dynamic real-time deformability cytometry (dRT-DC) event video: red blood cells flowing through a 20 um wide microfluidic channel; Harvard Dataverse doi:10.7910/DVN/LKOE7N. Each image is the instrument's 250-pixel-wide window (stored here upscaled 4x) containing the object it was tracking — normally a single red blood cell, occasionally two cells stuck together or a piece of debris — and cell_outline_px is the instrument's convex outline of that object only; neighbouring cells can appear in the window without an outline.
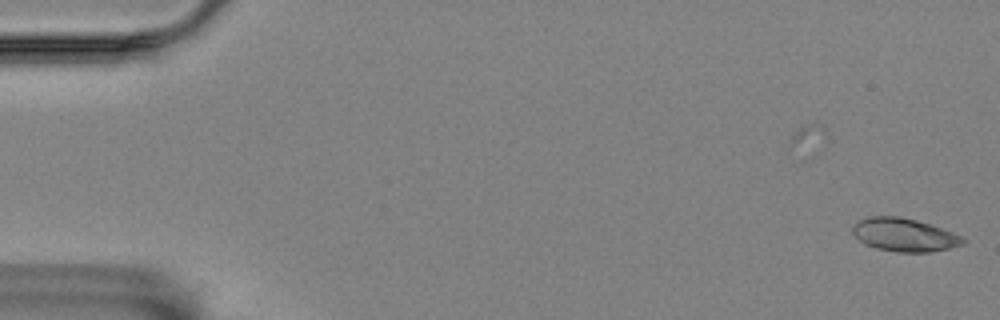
{"species": "Egyptian fruit bat (a non-hibernating species)", "species_latin": "Rousettus aegyptiacus", "temperature_condition": "room temperature", "stored_images_in_passage": 5, "camera_frame_rate_fps": 3000, "um_per_image_px": 0.085, "animal": {"sex": "female"}, "frame": {"image": 1, "passage_image": 1, "time_ms": 0.0, "image_size_px": [1000, 320], "cell_outline_px": [[968, 240], [964, 244], [948, 248], [928, 252], [896, 252], [876, 248], [864, 244], [852, 232], [852, 224], [860, 220], [872, 216], [900, 216], [916, 220], [952, 232]], "centroid_in_image_um": [76.84, 19.96], "position_along_channel_um": 8.2, "area_um2": 21.21}}
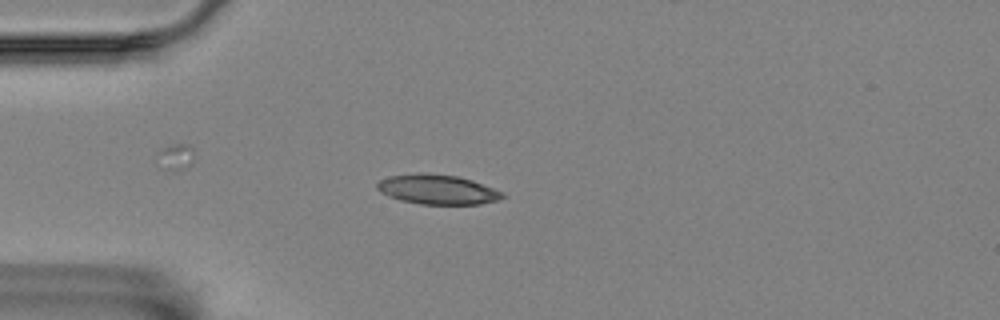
{"frame": {"image": 2, "passage_image": 5, "time_ms": 1.333, "image_size_px": [1000, 320], "cell_outline_px": [[504, 196], [496, 200], [480, 204], [420, 204], [400, 200], [388, 196], [380, 192], [376, 188], [376, 184], [380, 180], [388, 176], [420, 172], [456, 176], [472, 180], [504, 192]], "centroid_in_image_um": [37.14, 16.1], "position_along_channel_um": 47.9, "area_um2": 21.68}}